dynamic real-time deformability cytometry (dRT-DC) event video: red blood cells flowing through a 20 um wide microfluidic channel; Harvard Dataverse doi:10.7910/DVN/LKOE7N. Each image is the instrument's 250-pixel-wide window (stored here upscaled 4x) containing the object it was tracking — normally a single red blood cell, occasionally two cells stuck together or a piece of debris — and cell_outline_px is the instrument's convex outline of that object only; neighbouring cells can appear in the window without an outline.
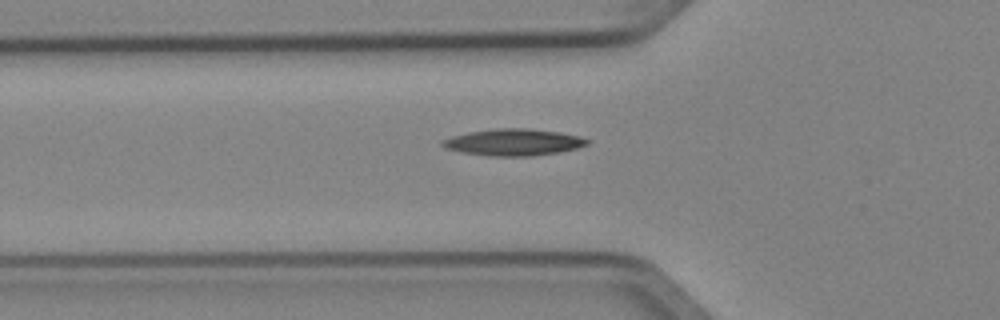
{"species": "Egyptian fruit bat (a non-hibernating species)", "species_latin": "Rousettus aegyptiacus", "temperature_condition": "cold", "stored_images_in_passage": 5, "camera_frame_rate_fps": 3000, "um_per_image_px": 0.085, "animal": {"sex": "female"}, "frame": {"image": 1, "passage_image": 5, "time_ms": 1.333, "image_size_px": [1000, 320], "cell_outline_px": [[592, 140], [588, 144], [576, 148], [560, 152], [532, 156], [492, 156], [460, 152], [448, 148], [440, 144], [440, 140], [452, 136], [468, 132], [496, 128], [528, 128], [560, 132], [580, 136]], "centroid_in_image_um": [43.67, 12.08], "position_along_channel_um": 82.1, "area_um2": 22.66}}